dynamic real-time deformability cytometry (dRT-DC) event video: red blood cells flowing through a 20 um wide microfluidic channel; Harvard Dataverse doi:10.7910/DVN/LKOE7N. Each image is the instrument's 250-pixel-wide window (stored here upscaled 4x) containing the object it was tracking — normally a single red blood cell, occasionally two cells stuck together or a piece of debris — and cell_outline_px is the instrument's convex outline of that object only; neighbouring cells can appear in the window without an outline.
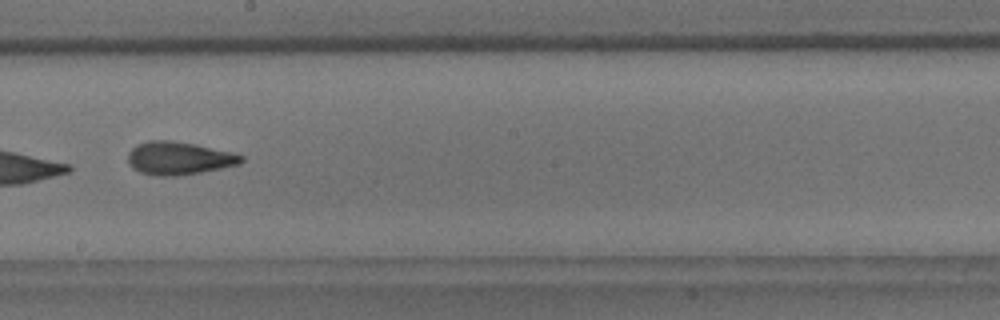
{"species": "common noctule bat (a hibernating species)", "species_latin": "Nyctalus noctula", "temperature_condition": "room temperature", "stored_images_in_passage": 9, "camera_frame_rate_fps": 3000, "um_per_image_px": 0.085, "animal": {"sex": "male", "body_mass_g": 18.8}, "frame": {"image": 1, "passage_image": 7, "time_ms": 7.0, "image_size_px": [1000, 320], "cell_outline_px": [[244, 160], [240, 164], [200, 172], [176, 176], [156, 176], [140, 172], [132, 168], [128, 164], [128, 152], [136, 144], [148, 140], [172, 140], [196, 144], [232, 152], [244, 156]], "centroid_in_image_um": [15.18, 13.44], "position_along_channel_um": 233.0, "area_um2": 21.96}}
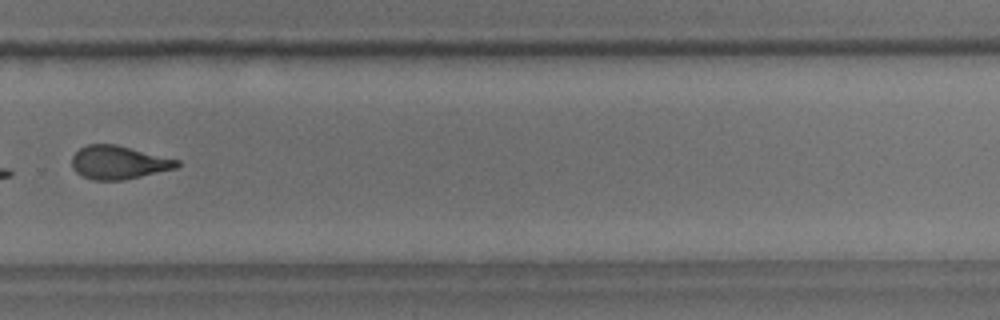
{"frame": {"image": 2, "passage_image": 9, "time_ms": 9.333, "image_size_px": [1000, 320], "cell_outline_px": [[180, 164], [176, 168], [124, 180], [92, 180], [76, 172], [72, 168], [72, 156], [80, 148], [88, 144], [116, 144], [180, 160]], "centroid_in_image_um": [10.08, 13.8], "position_along_channel_um": 319.7, "area_um2": 20.4}}